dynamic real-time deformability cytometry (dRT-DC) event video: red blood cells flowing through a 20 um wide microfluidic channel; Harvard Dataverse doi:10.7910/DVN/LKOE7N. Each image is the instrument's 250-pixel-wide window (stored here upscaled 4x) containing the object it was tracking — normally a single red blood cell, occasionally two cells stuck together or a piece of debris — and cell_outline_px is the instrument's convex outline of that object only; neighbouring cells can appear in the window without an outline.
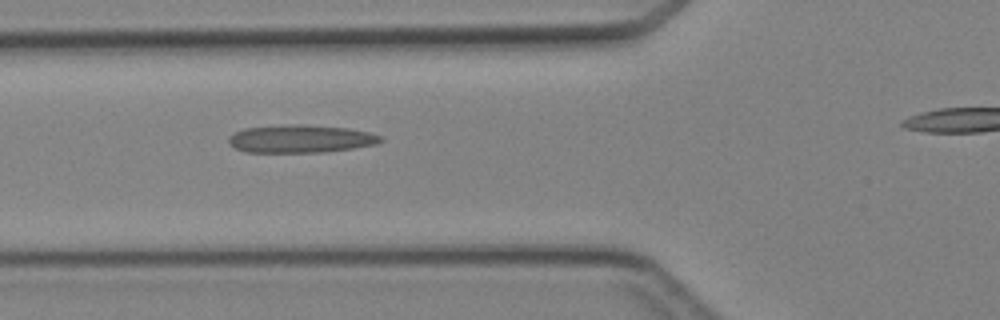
{"species": "Egyptian fruit bat (a non-hibernating species)", "species_latin": "Rousettus aegyptiacus", "temperature_condition": "cold", "stored_images_in_passage": 5, "segment_of_instrument_passage": [1, 2], "camera_frame_rate_fps": 3000, "um_per_image_px": 0.085, "animal": {"sex": "female"}, "frame": {"image": 1, "passage_image": 4, "time_ms": 3.333, "image_size_px": [1000, 320], "cell_outline_px": [[384, 140], [376, 144], [352, 148], [324, 152], [244, 152], [228, 144], [228, 136], [244, 128], [292, 124], [300, 124], [348, 128], [372, 132], [384, 136]], "centroid_in_image_um": [25.58, 11.79], "position_along_channel_um": 100.2, "area_um2": 24.85}}